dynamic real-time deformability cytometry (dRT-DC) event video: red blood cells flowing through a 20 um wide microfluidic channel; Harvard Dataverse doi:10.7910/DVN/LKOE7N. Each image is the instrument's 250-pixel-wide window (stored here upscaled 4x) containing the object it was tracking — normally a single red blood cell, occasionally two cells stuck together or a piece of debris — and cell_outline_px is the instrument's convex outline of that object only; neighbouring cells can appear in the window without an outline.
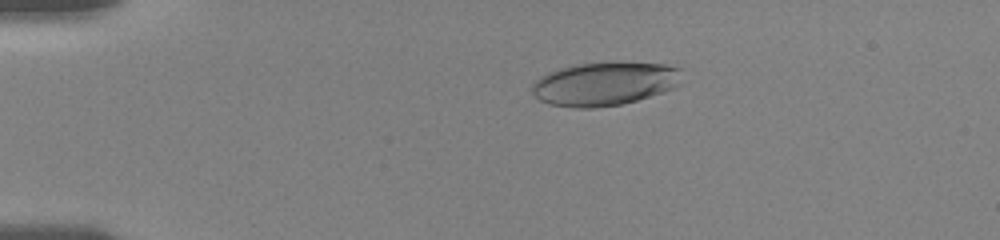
{"species": "human", "species_latin": "Homo sapiens", "temperature_condition": "room temperature", "stored_images_in_passage": 11, "camera_frame_rate_fps": 3000, "um_per_image_px": 0.085, "donor": {"sex": "female"}, "frame": {"image": 1, "passage_image": 7, "time_ms": 3.667, "image_size_px": [1000, 240], "cell_outline_px": [[680, 68], [676, 84], [672, 88], [636, 100], [620, 104], [592, 108], [576, 108], [548, 104], [540, 100], [532, 92], [532, 84], [540, 76], [548, 72], [560, 68], [576, 64], [616, 60], [620, 60], [664, 64]], "centroid_in_image_um": [51.33, 7.08], "position_along_channel_um": 33.7, "area_um2": 38.15}}
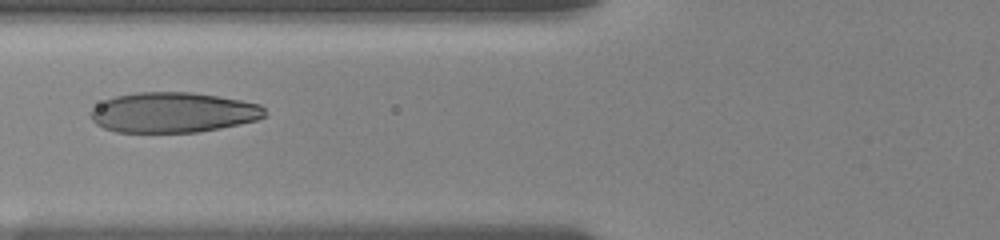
{"frame": {"image": 2, "passage_image": 10, "time_ms": 7.333, "image_size_px": [1000, 240], "cell_outline_px": [[264, 116], [256, 120], [240, 124], [220, 128], [196, 132], [116, 132], [104, 128], [96, 124], [92, 120], [92, 108], [104, 100], [116, 96], [136, 92], [192, 92], [240, 100], [260, 104], [264, 108]], "centroid_in_image_um": [14.69, 9.56], "position_along_channel_um": 111.1, "area_um2": 40.63}}
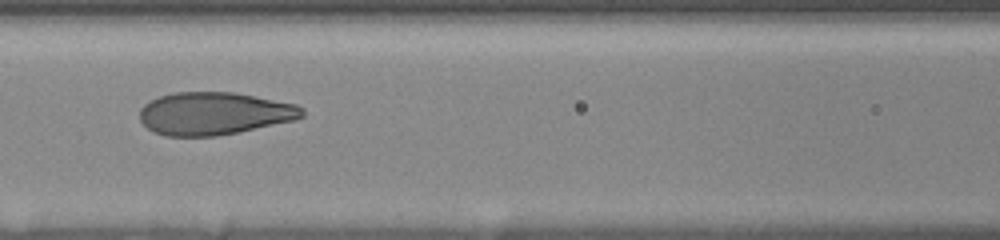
{"frame": {"image": 3, "passage_image": 11, "time_ms": 8.333, "image_size_px": [1000, 240], "cell_outline_px": [[304, 116], [296, 120], [216, 136], [164, 136], [152, 132], [140, 120], [140, 108], [144, 104], [160, 96], [172, 92], [232, 92], [296, 104], [304, 108]], "centroid_in_image_um": [18.19, 9.65], "position_along_channel_um": 148.4, "area_um2": 40.34}}